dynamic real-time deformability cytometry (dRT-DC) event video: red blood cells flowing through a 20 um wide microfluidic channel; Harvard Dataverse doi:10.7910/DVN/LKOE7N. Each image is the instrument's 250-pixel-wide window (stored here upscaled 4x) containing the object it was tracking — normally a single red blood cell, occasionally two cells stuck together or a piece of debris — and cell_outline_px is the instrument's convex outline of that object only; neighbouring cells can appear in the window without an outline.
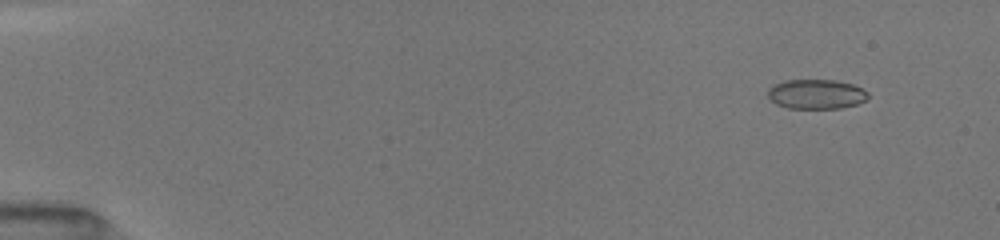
{"species": "common noctule bat (a hibernating species)", "species_latin": "Nyctalus noctula", "temperature_condition": "room temperature", "stored_images_in_passage": 51, "camera_frame_rate_fps": 3000, "um_per_image_px": 0.085, "animal": {"sex": "female", "body_mass_g": 19.5, "forearm_length_mm": 54.1}, "frame": {"image": 1, "passage_image": 5, "time_ms": 1.333, "image_size_px": [1000, 240], "cell_outline_px": [[868, 96], [864, 100], [856, 104], [840, 108], [788, 108], [776, 104], [768, 96], [768, 88], [772, 84], [784, 80], [836, 80], [852, 84], [868, 92]], "centroid_in_image_um": [69.34, 7.99], "position_along_channel_um": 15.7, "area_um2": 17.22}}
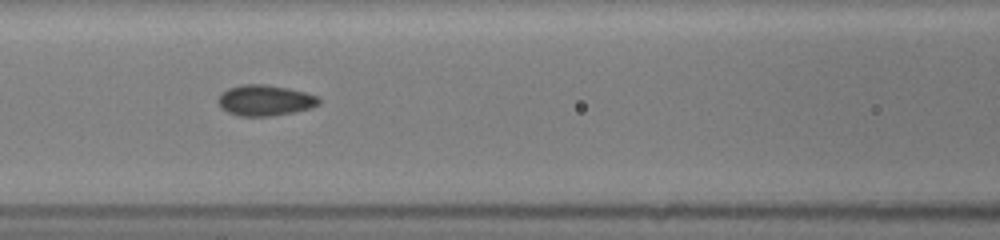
{"frame": {"image": 2, "passage_image": 24, "time_ms": 7.667, "image_size_px": [1000, 240], "cell_outline_px": [[320, 104], [312, 108], [296, 112], [272, 116], [240, 116], [228, 112], [220, 108], [216, 100], [220, 92], [228, 88], [240, 84], [264, 84], [288, 88], [320, 96]], "centroid_in_image_um": [22.51, 8.53], "position_along_channel_um": 144.1, "area_um2": 18.5}}
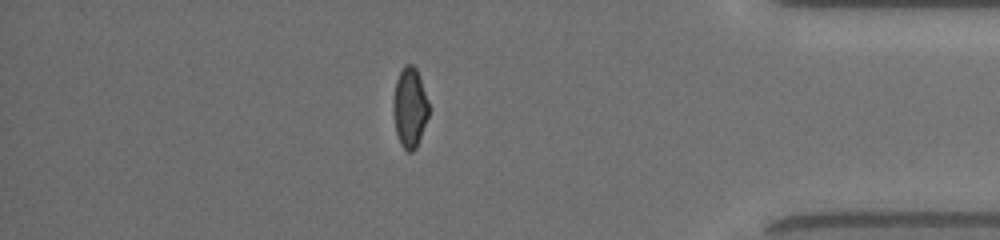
{"frame": {"image": 3, "passage_image": 45, "time_ms": 14.667, "image_size_px": [1000, 240], "cell_outline_px": [[428, 116], [416, 148], [412, 152], [408, 152], [400, 144], [396, 132], [392, 108], [392, 100], [396, 80], [404, 64], [412, 64], [416, 68], [428, 104]], "centroid_in_image_um": [34.79, 9.15], "position_along_channel_um": 400.4, "area_um2": 16.36}, "authors_computed_cell_mechanics": {"area_um2": 17.5134, "velocity_mm_per_s": 4.0709, "shape_relaxation_time_tau1_ms": null, "shape_relaxation_time_tau2_ms": 1.3935, "deformation_change_tau1": null, "deformation_change_tau2": 0.0434}}